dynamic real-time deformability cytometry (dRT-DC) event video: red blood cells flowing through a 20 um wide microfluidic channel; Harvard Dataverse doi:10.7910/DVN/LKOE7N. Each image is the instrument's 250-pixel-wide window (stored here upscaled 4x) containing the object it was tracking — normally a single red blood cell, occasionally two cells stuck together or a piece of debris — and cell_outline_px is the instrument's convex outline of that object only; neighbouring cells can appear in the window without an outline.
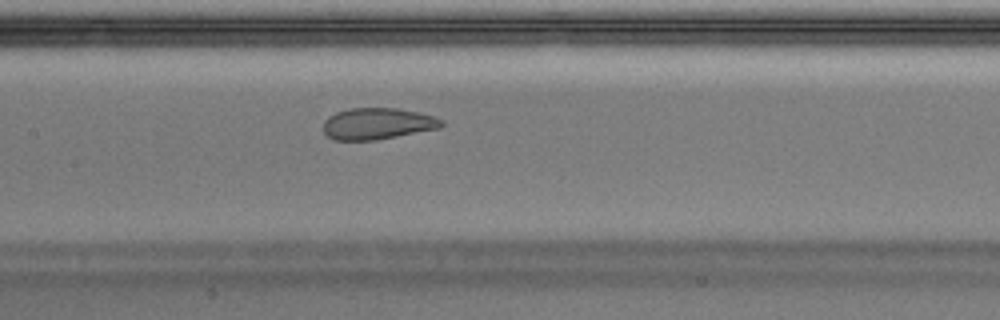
{"species": "Egyptian fruit bat (a non-hibernating species)", "species_latin": "Rousettus aegyptiacus", "temperature_condition": "warm", "stored_images_in_passage": 37, "camera_frame_rate_fps": 3000, "um_per_image_px": 0.085, "animal": {"sex": "male"}, "frame": {"image": 1, "passage_image": 11, "time_ms": 3.333, "image_size_px": [1000, 320], "cell_outline_px": [[444, 124], [440, 128], [376, 140], [332, 140], [324, 132], [324, 120], [328, 116], [336, 112], [348, 108], [400, 108], [420, 112], [444, 120]], "centroid_in_image_um": [32.09, 10.5], "position_along_channel_um": 175.3, "area_um2": 21.85}}
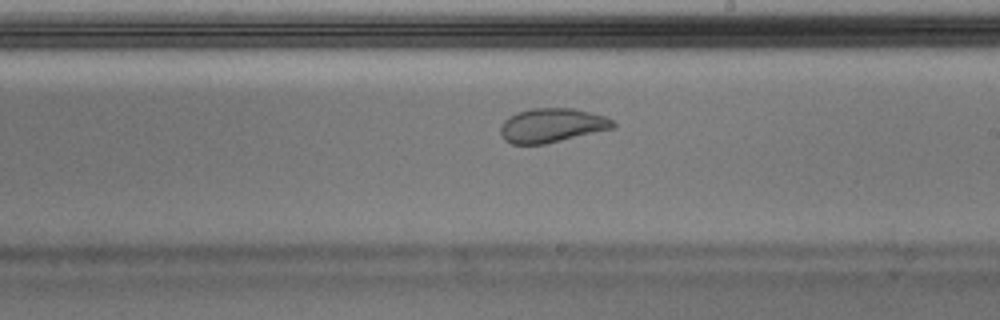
{"frame": {"image": 2, "passage_image": 16, "time_ms": 5.0, "image_size_px": [1000, 320], "cell_outline_px": [[616, 128], [544, 144], [512, 144], [504, 140], [500, 132], [500, 124], [508, 116], [516, 112], [532, 108], [572, 108], [592, 112], [608, 116], [616, 124]], "centroid_in_image_um": [46.92, 10.65], "position_along_channel_um": 242.1, "area_um2": 22.72}}